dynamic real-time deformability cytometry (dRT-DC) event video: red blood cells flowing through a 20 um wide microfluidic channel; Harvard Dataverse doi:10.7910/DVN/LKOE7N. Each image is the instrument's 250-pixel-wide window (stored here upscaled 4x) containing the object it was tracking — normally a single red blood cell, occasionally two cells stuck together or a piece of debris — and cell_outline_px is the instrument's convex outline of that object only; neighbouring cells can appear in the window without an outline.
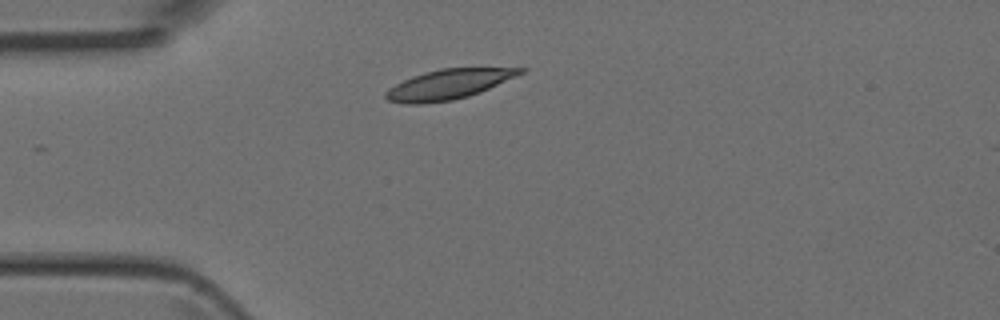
{"species": "Egyptian fruit bat (a non-hibernating species)", "species_latin": "Rousettus aegyptiacus", "temperature_condition": "room temperature", "stored_images_in_passage": 1, "camera_frame_rate_fps": 3000, "um_per_image_px": 0.085, "animal": {"sex": "female"}, "frame": {"image": 1, "passage_image": 1, "time_ms": 0.0, "image_size_px": [1000, 320], "cell_outline_px": [[528, 68], [524, 72], [516, 76], [480, 92], [468, 96], [452, 100], [420, 104], [404, 104], [388, 100], [384, 96], [384, 92], [388, 88], [412, 76], [424, 72], [440, 68]], "centroid_in_image_um": [38.08, 7.17], "position_along_channel_um": 46.9, "area_um2": 23.29}}